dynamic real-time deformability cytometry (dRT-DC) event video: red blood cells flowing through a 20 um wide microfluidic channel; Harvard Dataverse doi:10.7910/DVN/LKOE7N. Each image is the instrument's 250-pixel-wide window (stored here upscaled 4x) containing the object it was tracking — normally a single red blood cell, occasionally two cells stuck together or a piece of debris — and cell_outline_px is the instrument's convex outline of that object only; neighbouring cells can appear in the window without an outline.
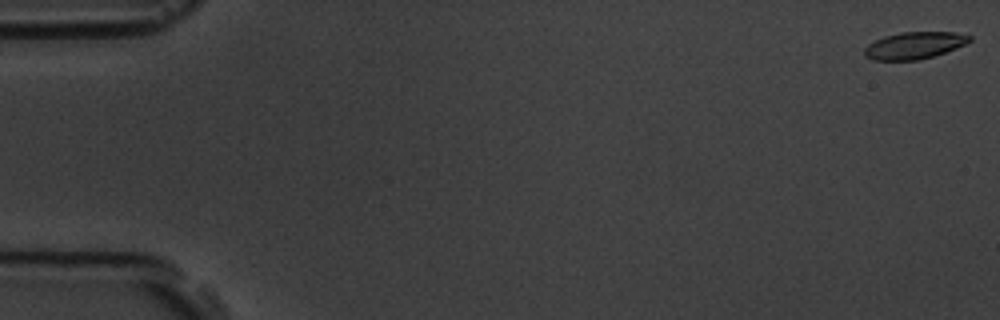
{"species": "common noctule bat (a hibernating species)", "species_latin": "Nyctalus noctula", "temperature_condition": "room temperature", "stored_images_in_passage": 5, "camera_frame_rate_fps": 3000, "um_per_image_px": 0.085, "animal": {"sex": "male", "body_mass_g": 19.5, "forearm_length_mm": 54.6}, "frame": {"image": 1, "passage_image": 1, "time_ms": 0.0, "image_size_px": [1000, 320], "cell_outline_px": [[972, 40], [964, 44], [944, 52], [920, 60], [872, 60], [864, 56], [864, 48], [868, 44], [884, 36], [900, 32], [956, 32], [972, 36]], "centroid_in_image_um": [77.69, 3.86], "position_along_channel_um": 7.3, "area_um2": 16.47}}
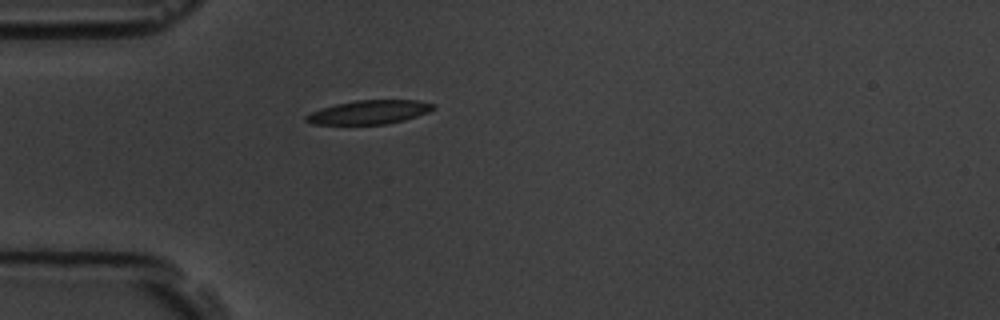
{"frame": {"image": 2, "passage_image": 5, "time_ms": 5.333, "image_size_px": [1000, 320], "cell_outline_px": [[436, 108], [428, 112], [404, 120], [388, 124], [312, 124], [304, 120], [304, 116], [320, 108], [336, 104], [356, 100], [416, 100], [436, 104]], "centroid_in_image_um": [31.38, 9.53], "position_along_channel_um": 53.6, "area_um2": 17.69}}